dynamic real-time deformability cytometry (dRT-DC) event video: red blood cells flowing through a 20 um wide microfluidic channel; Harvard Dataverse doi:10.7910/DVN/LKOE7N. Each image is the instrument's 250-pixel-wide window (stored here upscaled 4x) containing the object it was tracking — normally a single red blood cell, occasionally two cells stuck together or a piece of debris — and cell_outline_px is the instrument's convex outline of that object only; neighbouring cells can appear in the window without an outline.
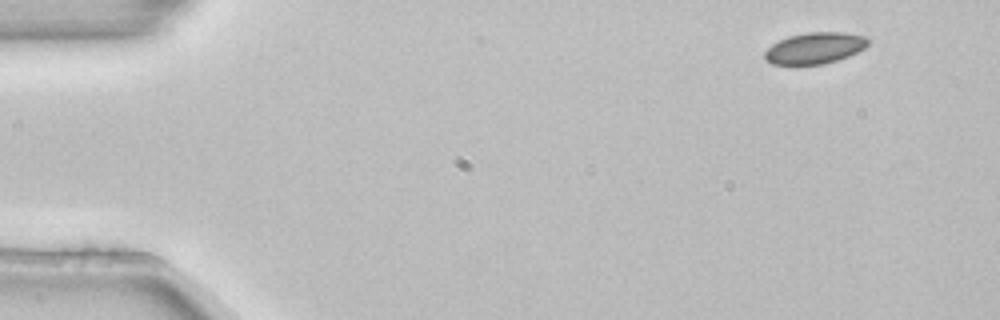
{"species": "common noctule bat (a hibernating species)", "species_latin": "Nyctalus noctula", "temperature_condition": "room temperature", "stored_images_in_passage": 4, "camera_frame_rate_fps": 3000, "um_per_image_px": 0.085, "animal": {"sex": "female", "body_mass_g": 22.7, "forearm_length_mm": 54.2}, "frame": {"image": 1, "passage_image": 1, "time_ms": 0.0, "image_size_px": [1000, 320], "cell_outline_px": [[868, 44], [864, 48], [848, 56], [824, 64], [772, 64], [764, 60], [764, 52], [772, 44], [788, 36], [808, 32], [840, 32], [864, 36], [868, 40]], "centroid_in_image_um": [69.22, 4.09], "position_along_channel_um": 15.8, "area_um2": 18.67}}
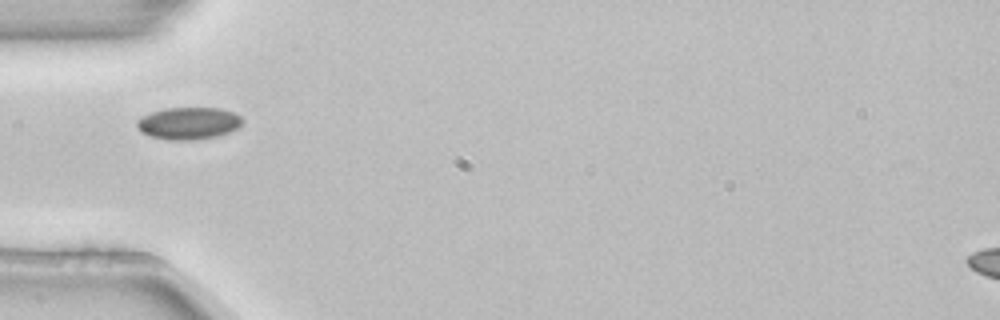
{"frame": {"image": 2, "passage_image": 4, "time_ms": 1.0, "image_size_px": [1000, 320], "cell_outline_px": [[244, 120], [236, 128], [220, 136], [192, 140], [168, 140], [148, 136], [140, 132], [136, 128], [136, 120], [152, 112], [168, 108], [220, 108], [232, 112], [240, 116]], "centroid_in_image_um": [15.99, 10.49], "position_along_channel_um": 69.0, "area_um2": 19.83}}